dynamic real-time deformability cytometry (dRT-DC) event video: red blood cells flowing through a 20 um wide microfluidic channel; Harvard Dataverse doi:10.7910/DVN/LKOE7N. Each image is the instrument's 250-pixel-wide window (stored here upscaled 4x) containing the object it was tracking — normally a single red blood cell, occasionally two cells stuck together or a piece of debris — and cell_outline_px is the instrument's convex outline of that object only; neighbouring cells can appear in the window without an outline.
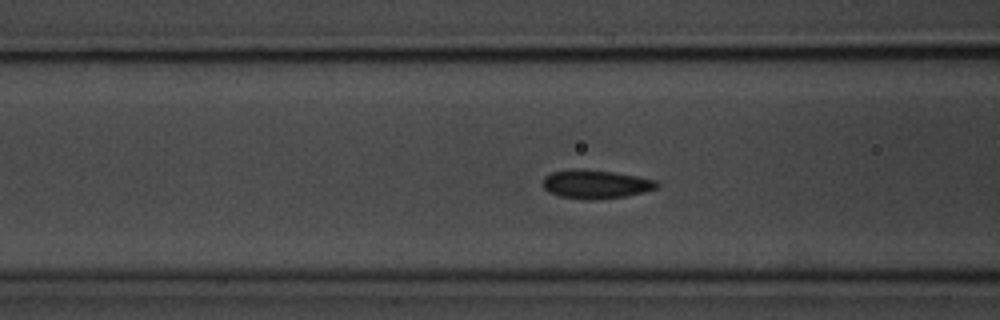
{"species": "common noctule bat (a hibernating species)", "species_latin": "Nyctalus noctula", "temperature_condition": "room temperature", "stored_images_in_passage": 48, "camera_frame_rate_fps": 3000, "um_per_image_px": 0.085, "animal": {"sex": "male", "body_mass_g": 20.1, "forearm_length_mm": 53.5}, "frame": {"image": 1, "passage_image": 13, "time_ms": 4.0, "image_size_px": [1000, 320], "cell_outline_px": [[660, 184], [656, 188], [644, 192], [624, 196], [596, 200], [588, 200], [560, 196], [548, 192], [544, 188], [544, 176], [552, 172], [612, 172], [636, 176], [656, 180]], "centroid_in_image_um": [50.69, 15.71], "position_along_channel_um": 115.9, "area_um2": 18.09}}
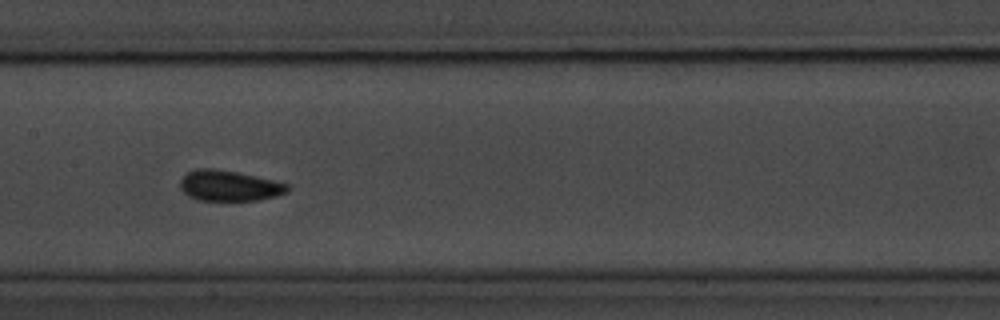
{"frame": {"image": 2, "passage_image": 19, "time_ms": 6.0, "image_size_px": [1000, 320], "cell_outline_px": [[288, 192], [276, 196], [260, 200], [196, 200], [188, 196], [180, 188], [180, 180], [188, 172], [196, 168], [212, 168], [236, 172], [272, 180], [288, 184]], "centroid_in_image_um": [19.45, 15.79], "position_along_channel_um": 187.9, "area_um2": 19.02}}
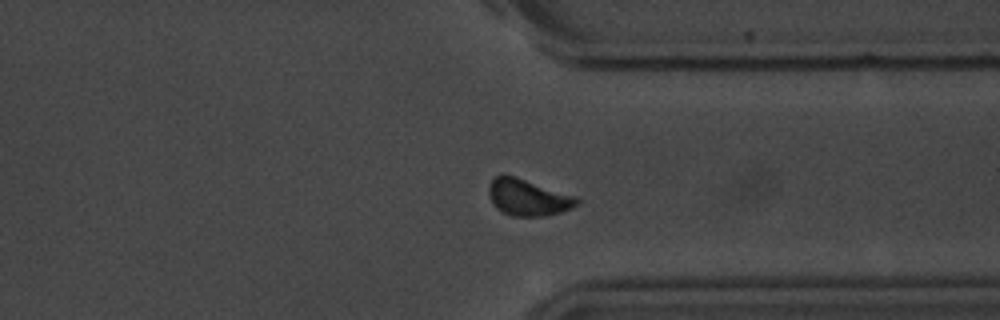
{"frame": {"image": 3, "passage_image": 34, "time_ms": 11.0, "image_size_px": [1000, 320], "cell_outline_px": [[580, 204], [572, 208], [560, 212], [544, 216], [512, 216], [496, 208], [492, 204], [488, 192], [488, 188], [492, 180], [496, 176], [516, 176], [576, 196], [580, 200]], "centroid_in_image_um": [44.9, 16.79], "position_along_channel_um": 366.5, "area_um2": 18.73}, "authors_computed_cell_mechanics": {"area_um2": 18.3226, "velocity_mm_per_s": 3.5888, "shape_relaxation_time_tau1_ms": 2.0008, "shape_relaxation_time_tau2_ms": null, "deformation_change_tau1": 0.0911, "deformation_change_tau2": null}}